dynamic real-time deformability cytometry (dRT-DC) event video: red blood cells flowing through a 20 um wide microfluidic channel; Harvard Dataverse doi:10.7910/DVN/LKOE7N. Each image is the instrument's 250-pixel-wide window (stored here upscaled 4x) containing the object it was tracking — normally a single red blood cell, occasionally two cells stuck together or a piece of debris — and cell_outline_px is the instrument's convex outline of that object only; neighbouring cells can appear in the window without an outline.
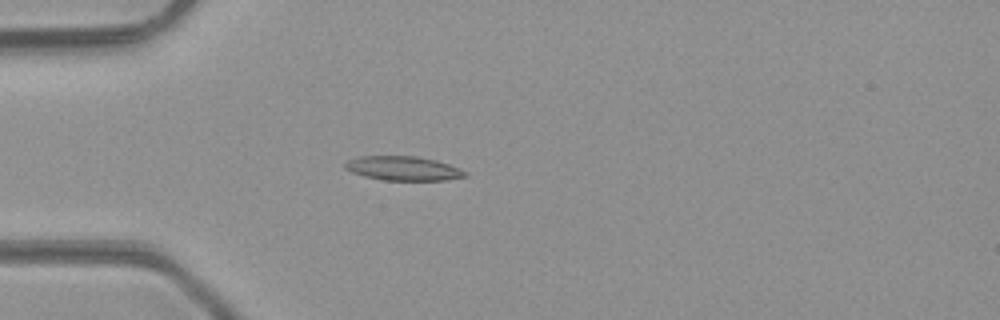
{"species": "common noctule bat (a hibernating species)", "species_latin": "Nyctalus noctula", "temperature_condition": "room temperature", "stored_images_in_passage": 36, "camera_frame_rate_fps": 3000, "um_per_image_px": 0.085, "animal": {"sex": "male", "body_mass_g": 23.1, "forearm_length_mm": 52.7}, "frame": {"image": 1, "passage_image": 1, "time_ms": 0.0, "image_size_px": [1000, 320], "cell_outline_px": [[468, 176], [444, 180], [384, 180], [364, 176], [352, 172], [344, 168], [344, 164], [348, 160], [360, 156], [416, 156], [436, 160], [460, 168], [468, 172]], "centroid_in_image_um": [34.29, 14.31], "position_along_channel_um": 50.7, "area_um2": 16.94}}
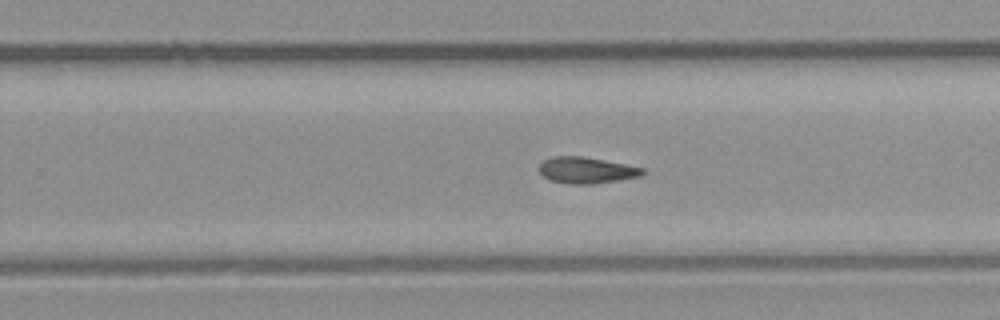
{"frame": {"image": 2, "passage_image": 18, "time_ms": 5.667, "image_size_px": [1000, 320], "cell_outline_px": [[644, 172], [640, 176], [592, 184], [572, 184], [552, 180], [544, 176], [536, 168], [544, 160], [552, 156], [584, 156], [644, 168]], "centroid_in_image_um": [49.81, 14.45], "position_along_channel_um": 280.0, "area_um2": 15.66}}
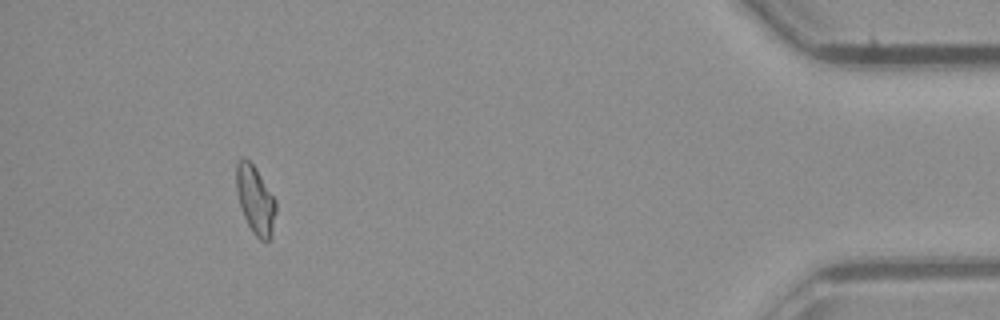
{"frame": {"image": 3, "passage_image": 32, "time_ms": 10.333, "image_size_px": [1000, 320], "cell_outline_px": [[276, 212], [272, 236], [268, 240], [260, 240], [252, 232], [244, 216], [236, 192], [236, 164], [244, 156], [252, 164], [276, 200]], "centroid_in_image_um": [21.71, 17.01], "position_along_channel_um": 413.5, "area_um2": 15.55}, "authors_computed_cell_mechanics": {"area_um2": 15.6927, "velocity_mm_per_s": 4.2552, "shape_relaxation_time_tau1_ms": null, "shape_relaxation_time_tau2_ms": 9.0513, "deformation_change_tau1": null, "deformation_change_tau2": 0.1906}}